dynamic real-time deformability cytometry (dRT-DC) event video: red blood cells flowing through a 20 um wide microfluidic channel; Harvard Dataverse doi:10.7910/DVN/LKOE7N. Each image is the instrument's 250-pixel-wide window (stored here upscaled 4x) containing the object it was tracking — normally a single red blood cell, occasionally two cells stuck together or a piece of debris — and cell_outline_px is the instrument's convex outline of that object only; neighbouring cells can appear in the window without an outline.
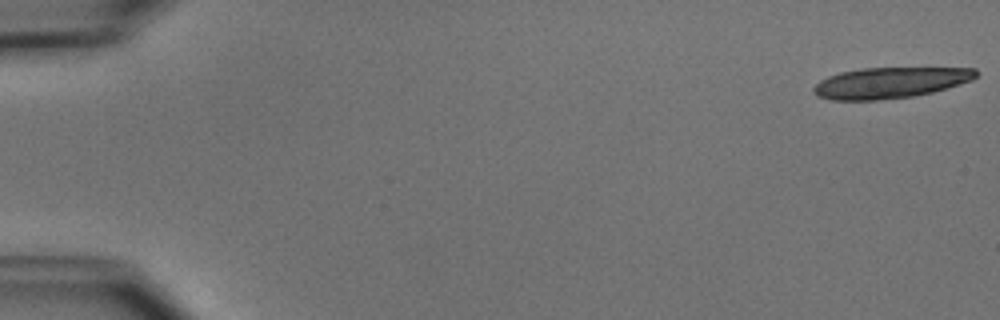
{"species": "common noctule bat (a hibernating species)", "species_latin": "Nyctalus noctula", "temperature_condition": "cold", "stored_images_in_passage": 7, "camera_frame_rate_fps": 3000, "um_per_image_px": 0.085, "animal": {"sex": "male", "body_mass_g": 15.6}, "frame": {"image": 1, "passage_image": 1, "time_ms": 0.0, "image_size_px": [1000, 320], "cell_outline_px": [[980, 72], [972, 80], [960, 84], [932, 92], [912, 96], [876, 100], [832, 100], [816, 96], [812, 92], [812, 88], [820, 80], [828, 76], [840, 72], [860, 68], [976, 68]], "centroid_in_image_um": [75.63, 7.03], "position_along_channel_um": 9.4, "area_um2": 29.3}}
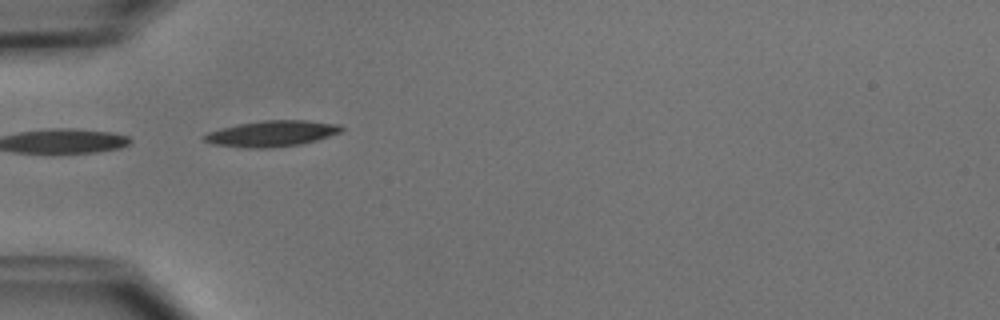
{"frame": {"image": 2, "passage_image": 5, "time_ms": 5.333, "image_size_px": [1000, 320], "cell_outline_px": [[344, 128], [340, 132], [316, 140], [300, 144], [268, 148], [248, 148], [212, 144], [204, 140], [200, 136], [208, 132], [220, 128], [240, 124], [264, 120], [308, 120], [340, 124]], "centroid_in_image_um": [23.08, 11.35], "position_along_channel_um": 61.9, "area_um2": 20.69}}
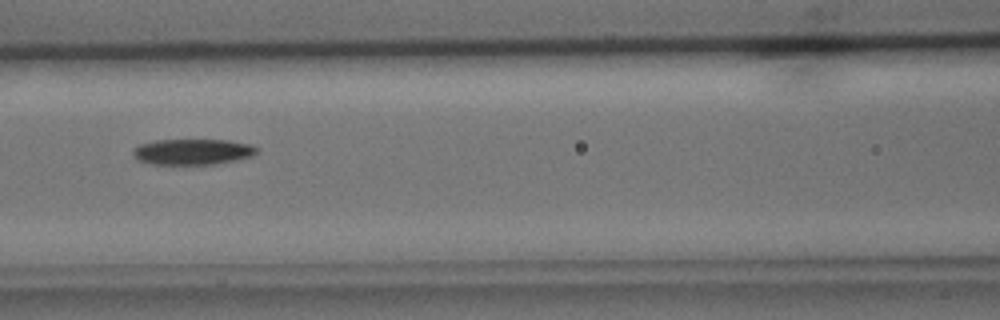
{"frame": {"image": 3, "passage_image": 7, "time_ms": 7.667, "image_size_px": [1000, 320], "cell_outline_px": [[260, 148], [252, 156], [236, 160], [216, 164], [152, 164], [136, 160], [132, 156], [132, 152], [140, 144], [156, 140], [228, 140], [252, 144]], "centroid_in_image_um": [16.39, 12.9], "position_along_channel_um": 150.2, "area_um2": 18.73}}